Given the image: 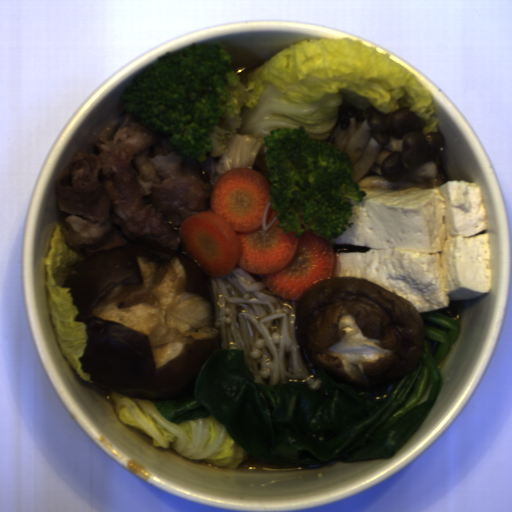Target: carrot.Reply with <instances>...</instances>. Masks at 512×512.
Masks as SVG:
<instances>
[{
    "label": "carrot",
    "mask_w": 512,
    "mask_h": 512,
    "mask_svg": "<svg viewBox=\"0 0 512 512\" xmlns=\"http://www.w3.org/2000/svg\"><path fill=\"white\" fill-rule=\"evenodd\" d=\"M271 182L248 168H230L217 179L210 209L180 223V249L209 278H222L236 266L260 276L269 291L285 301H298L309 288L332 279V239L311 229L296 236L284 233L279 219L263 230Z\"/></svg>",
    "instance_id": "obj_1"
},
{
    "label": "carrot",
    "mask_w": 512,
    "mask_h": 512,
    "mask_svg": "<svg viewBox=\"0 0 512 512\" xmlns=\"http://www.w3.org/2000/svg\"><path fill=\"white\" fill-rule=\"evenodd\" d=\"M277 212L272 208V206L269 207L267 218L265 221L266 226L271 223V221L276 217Z\"/></svg>",
    "instance_id": "obj_2"
}]
</instances>
